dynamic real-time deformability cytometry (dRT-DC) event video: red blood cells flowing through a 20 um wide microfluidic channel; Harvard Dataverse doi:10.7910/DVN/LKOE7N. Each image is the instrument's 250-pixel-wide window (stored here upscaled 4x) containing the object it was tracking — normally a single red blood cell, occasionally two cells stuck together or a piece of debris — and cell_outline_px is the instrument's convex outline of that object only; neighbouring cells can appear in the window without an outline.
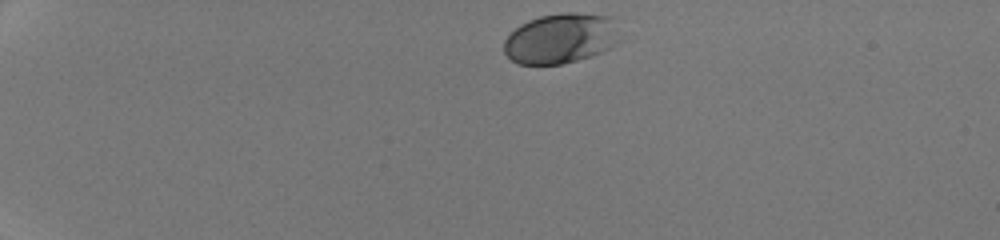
{"species": "human", "species_latin": "Homo sapiens", "temperature_condition": "room temperature", "stored_images_in_passage": 40, "camera_frame_rate_fps": 3000, "um_per_image_px": 0.085, "donor": {"sex": "male"}, "frame": {"image": 1, "passage_image": 1, "time_ms": 0.0, "image_size_px": [1000, 240], "cell_outline_px": [[616, 44], [592, 56], [564, 64], [516, 64], [504, 52], [504, 40], [520, 24], [528, 20], [540, 16], [560, 12], [576, 12], [612, 16]], "centroid_in_image_um": [47.6, 3.26], "position_along_channel_um": 37.4, "area_um2": 33.58}}
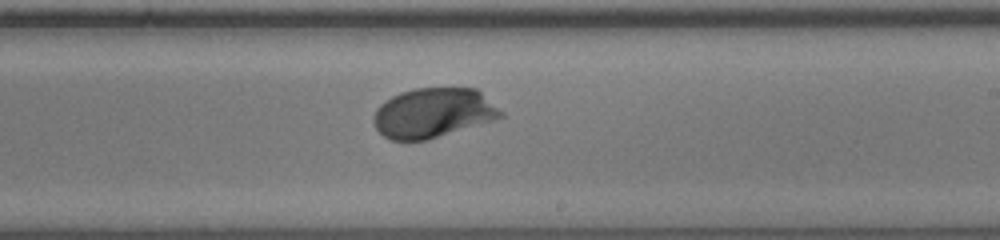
{"frame": {"image": 2, "passage_image": 23, "time_ms": 7.333, "image_size_px": [1000, 240], "cell_outline_px": [[504, 116], [492, 120], [428, 140], [392, 140], [384, 136], [376, 128], [372, 120], [372, 116], [376, 108], [384, 100], [400, 92], [416, 88], [476, 88], [504, 112]], "centroid_in_image_um": [36.79, 9.59], "position_along_channel_um": 252.2, "area_um2": 36.82}}
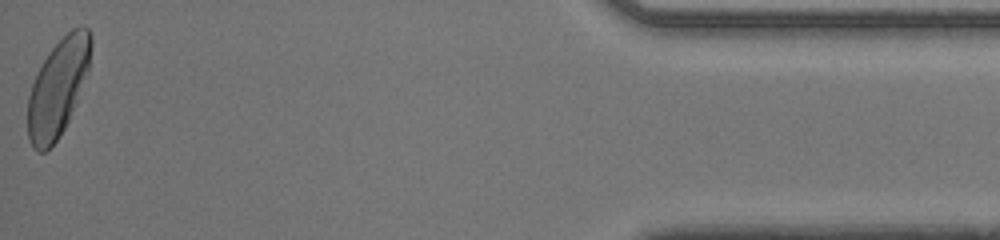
{"frame": {"image": 3, "passage_image": 40, "time_ms": 13.0, "image_size_px": [1000, 240], "cell_outline_px": [[92, 44], [88, 68], [76, 104], [64, 128], [56, 140], [44, 152], [36, 152], [32, 148], [28, 140], [28, 96], [32, 84], [48, 52], [72, 28], [80, 24], [84, 24], [88, 28], [92, 36]], "centroid_in_image_um": [4.93, 7.43], "position_along_channel_um": 430.3, "area_um2": 35.55}, "authors_computed_cell_mechanics": {"area_um2": 34.9979, "velocity_mm_per_s": 4.2534, "shape_relaxation_time_tau1_ms": 1.4666, "shape_relaxation_time_tau2_ms": null, "deformation_change_tau1": 0.1197, "deformation_change_tau2": null}}